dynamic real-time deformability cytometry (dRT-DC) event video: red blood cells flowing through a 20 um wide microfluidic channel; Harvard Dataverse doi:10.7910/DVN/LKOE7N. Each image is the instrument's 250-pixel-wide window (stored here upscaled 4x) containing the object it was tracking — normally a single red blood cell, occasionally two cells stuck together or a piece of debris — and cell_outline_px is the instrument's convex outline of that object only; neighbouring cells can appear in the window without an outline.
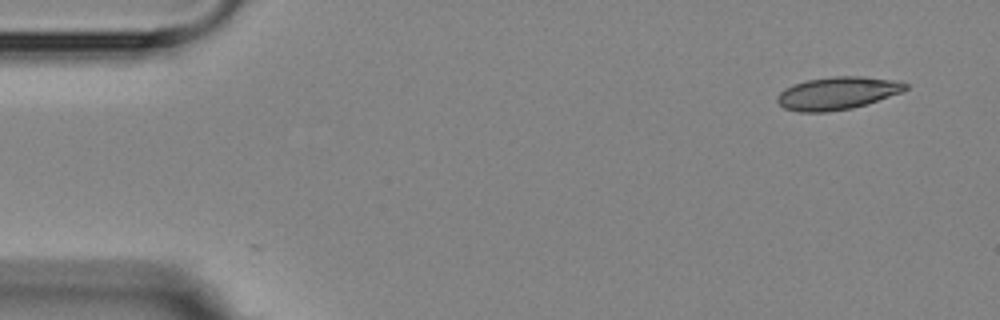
{"species": "Egyptian fruit bat (a non-hibernating species)", "species_latin": "Rousettus aegyptiacus", "temperature_condition": "room temperature", "stored_images_in_passage": 4, "camera_frame_rate_fps": 3000, "um_per_image_px": 0.085, "animal": {"sex": "female"}, "frame": {"image": 1, "passage_image": 1, "time_ms": 0.0, "image_size_px": [1000, 320], "cell_outline_px": [[908, 88], [900, 92], [852, 108], [824, 112], [800, 112], [784, 108], [776, 100], [780, 92], [784, 88], [792, 84], [808, 80], [832, 76], [860, 76], [900, 80], [908, 84]], "centroid_in_image_um": [71.16, 7.9], "position_along_channel_um": 13.8, "area_um2": 24.28}}
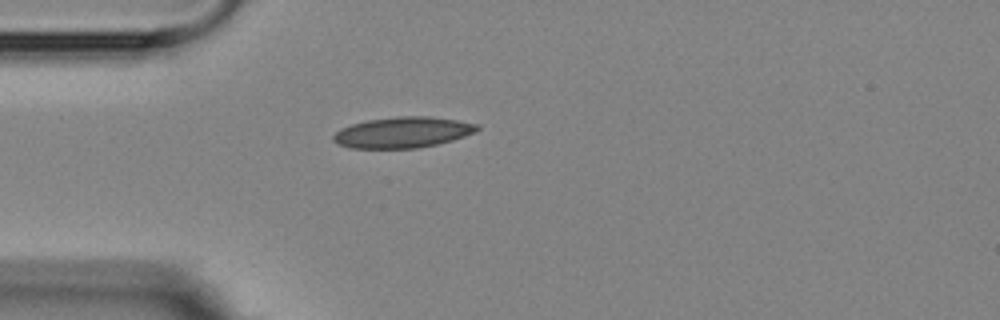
{"frame": {"image": 2, "passage_image": 3, "time_ms": 3.667, "image_size_px": [1000, 320], "cell_outline_px": [[480, 128], [476, 132], [452, 140], [436, 144], [416, 148], [352, 148], [336, 144], [332, 140], [332, 136], [340, 128], [352, 124], [368, 120], [396, 116], [432, 116], [480, 124]], "centroid_in_image_um": [34.23, 11.24], "position_along_channel_um": 50.8, "area_um2": 25.95}}